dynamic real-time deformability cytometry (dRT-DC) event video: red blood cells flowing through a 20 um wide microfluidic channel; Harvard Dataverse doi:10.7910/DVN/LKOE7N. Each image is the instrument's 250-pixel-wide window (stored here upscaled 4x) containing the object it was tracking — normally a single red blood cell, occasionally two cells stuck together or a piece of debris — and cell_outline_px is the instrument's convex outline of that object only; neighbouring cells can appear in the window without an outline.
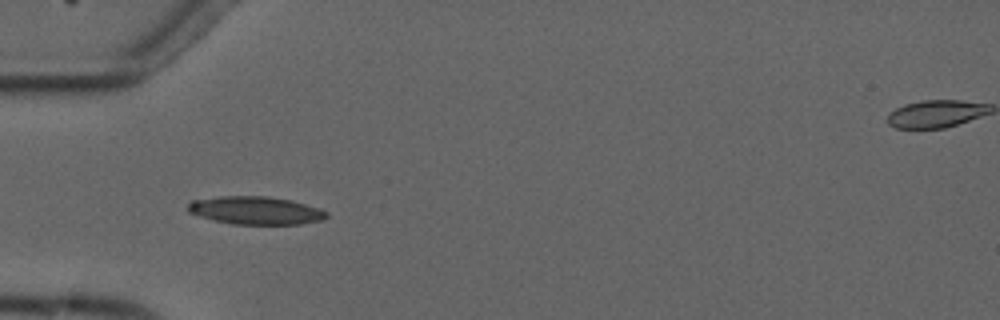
{"species": "common noctule bat (a hibernating species)", "species_latin": "Nyctalus noctula", "temperature_condition": "cold", "stored_images_in_passage": 11, "camera_frame_rate_fps": 3000, "um_per_image_px": 0.085, "animal": {"sex": "male", "forearm_length_mm": 52.5}, "frame": {"image": 1, "passage_image": 5, "time_ms": 5.333, "image_size_px": [1000, 320], "cell_outline_px": [[328, 216], [324, 220], [300, 224], [232, 224], [212, 220], [188, 212], [188, 204], [192, 200], [220, 196], [268, 196], [292, 200], [320, 208], [328, 212]], "centroid_in_image_um": [21.76, 17.88], "position_along_channel_um": 63.2, "area_um2": 22.77}}
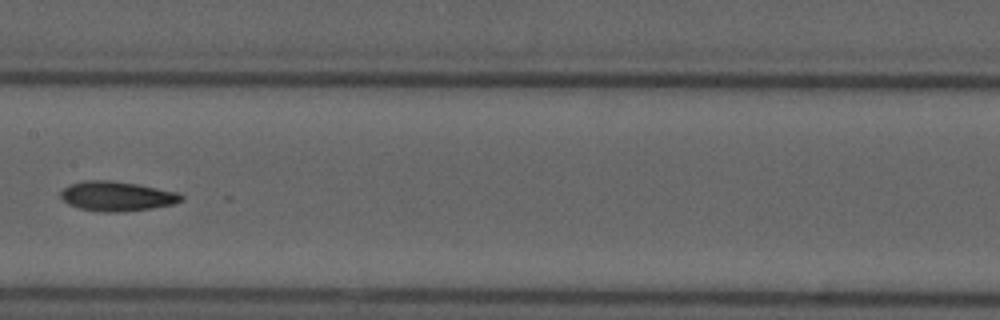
{"frame": {"image": 2, "passage_image": 8, "time_ms": 9.0, "image_size_px": [1000, 320], "cell_outline_px": [[184, 200], [172, 204], [152, 208], [124, 212], [104, 212], [80, 208], [68, 204], [60, 196], [60, 192], [68, 184], [84, 180], [112, 180], [136, 184], [176, 192], [184, 196]], "centroid_in_image_um": [9.91, 16.67], "position_along_channel_um": 197.5, "area_um2": 20.81}}
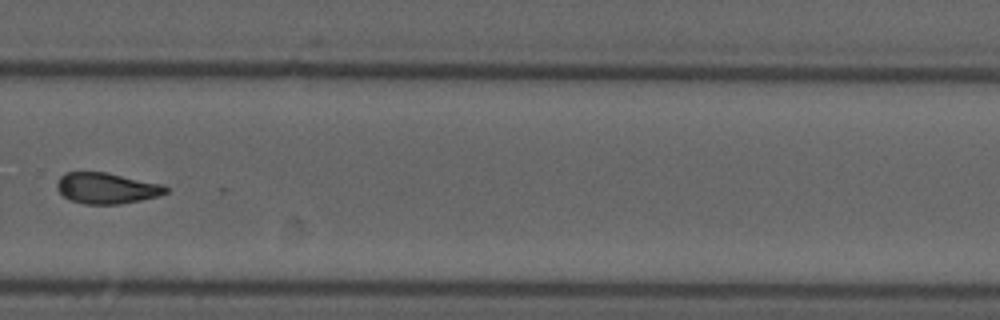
{"frame": {"image": 3, "passage_image": 11, "time_ms": 12.333, "image_size_px": [1000, 320], "cell_outline_px": [[168, 192], [160, 196], [120, 204], [84, 204], [68, 200], [56, 188], [56, 184], [60, 176], [64, 172], [104, 172], [164, 184], [168, 188]], "centroid_in_image_um": [9.06, 16.0], "position_along_channel_um": 320.7, "area_um2": 19.77}}